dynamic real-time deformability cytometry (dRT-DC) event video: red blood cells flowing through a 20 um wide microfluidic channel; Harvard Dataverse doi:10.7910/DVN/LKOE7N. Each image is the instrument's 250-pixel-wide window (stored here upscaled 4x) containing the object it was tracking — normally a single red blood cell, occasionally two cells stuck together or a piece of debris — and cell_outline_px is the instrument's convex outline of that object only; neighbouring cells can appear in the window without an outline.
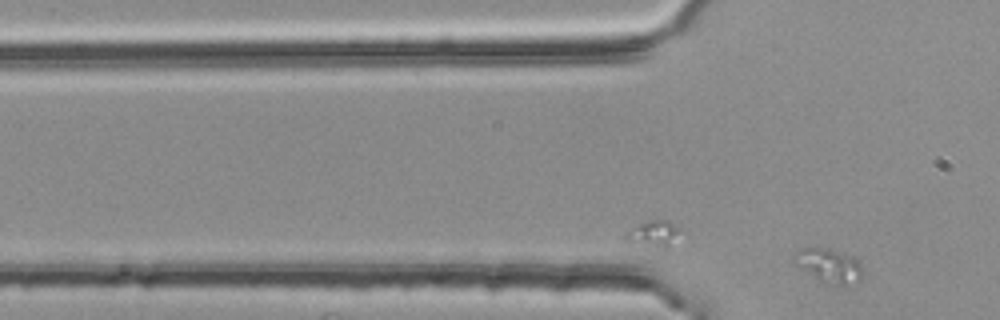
{"species": "common noctule bat (a hibernating species)", "species_latin": "Nyctalus noctula", "temperature_condition": "room temperature", "stored_images_in_passage": 2, "camera_frame_rate_fps": 3000, "um_per_image_px": 0.085, "animal": {"sex": "female", "body_mass_g": 25.1}, "frame": {"image": 1, "passage_image": 2, "time_ms": 0.333, "image_size_px": [1000, 320], "cell_outline_px": [[864, 272], [860, 280], [844, 284], [824, 284], [796, 264], [792, 260], [792, 256], [800, 248], [828, 248], [852, 256], [860, 260]], "centroid_in_image_um": [70.48, 22.56], "position_along_channel_um": 55.3, "area_um2": 13.58}}